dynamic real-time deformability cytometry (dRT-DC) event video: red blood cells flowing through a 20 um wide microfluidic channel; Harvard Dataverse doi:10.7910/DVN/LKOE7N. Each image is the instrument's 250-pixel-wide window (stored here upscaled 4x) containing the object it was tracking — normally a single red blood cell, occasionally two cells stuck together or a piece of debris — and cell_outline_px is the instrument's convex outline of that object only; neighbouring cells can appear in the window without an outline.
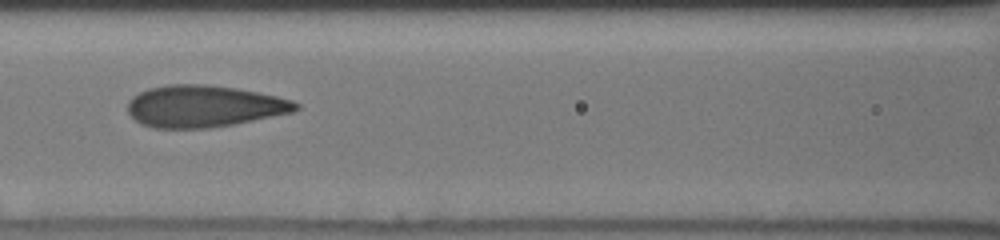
{"species": "human", "species_latin": "Homo sapiens", "temperature_condition": "cold", "stored_images_in_passage": 8, "camera_frame_rate_fps": 3000, "um_per_image_px": 0.085, "donor": {"sex": "male"}, "frame": {"image": 1, "passage_image": 7, "time_ms": 6.333, "image_size_px": [1000, 240], "cell_outline_px": [[300, 108], [292, 112], [232, 124], [208, 128], [152, 128], [140, 124], [128, 112], [128, 100], [132, 96], [148, 88], [168, 84], [204, 84], [236, 88], [276, 96], [292, 100], [300, 104]], "centroid_in_image_um": [17.3, 9.02], "position_along_channel_um": 149.3, "area_um2": 40.86}}